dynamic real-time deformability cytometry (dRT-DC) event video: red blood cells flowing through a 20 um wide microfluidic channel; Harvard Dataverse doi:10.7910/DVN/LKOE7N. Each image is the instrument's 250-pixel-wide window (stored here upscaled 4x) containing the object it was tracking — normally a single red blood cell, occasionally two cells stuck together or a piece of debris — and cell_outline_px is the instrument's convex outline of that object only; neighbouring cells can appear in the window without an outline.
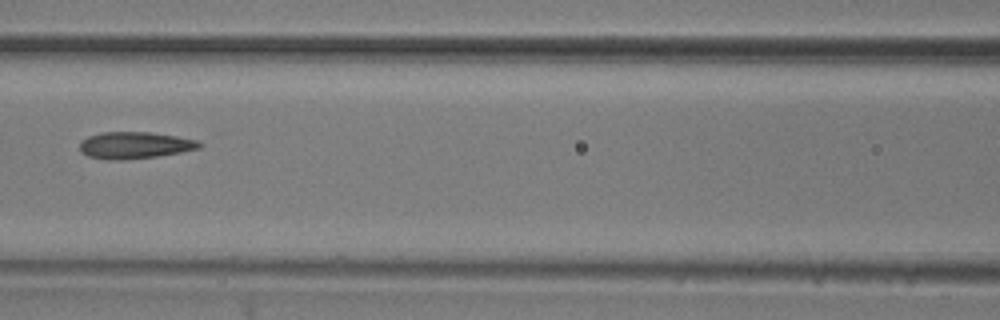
{"species": "common noctule bat (a hibernating species)", "species_latin": "Nyctalus noctula", "temperature_condition": "room temperature", "stored_images_in_passage": 8, "camera_frame_rate_fps": 3000, "um_per_image_px": 0.085, "animal": {"sex": "male", "body_mass_g": 20.5, "forearm_length_mm": 52.5}, "frame": {"image": 1, "passage_image": 8, "time_ms": 2.333, "image_size_px": [1000, 320], "cell_outline_px": [[204, 144], [200, 148], [180, 152], [156, 156], [120, 160], [112, 160], [88, 156], [80, 152], [80, 140], [88, 136], [100, 132], [148, 132], [176, 136], [196, 140]], "centroid_in_image_um": [11.42, 12.34], "position_along_channel_um": 155.2, "area_um2": 18.61}}